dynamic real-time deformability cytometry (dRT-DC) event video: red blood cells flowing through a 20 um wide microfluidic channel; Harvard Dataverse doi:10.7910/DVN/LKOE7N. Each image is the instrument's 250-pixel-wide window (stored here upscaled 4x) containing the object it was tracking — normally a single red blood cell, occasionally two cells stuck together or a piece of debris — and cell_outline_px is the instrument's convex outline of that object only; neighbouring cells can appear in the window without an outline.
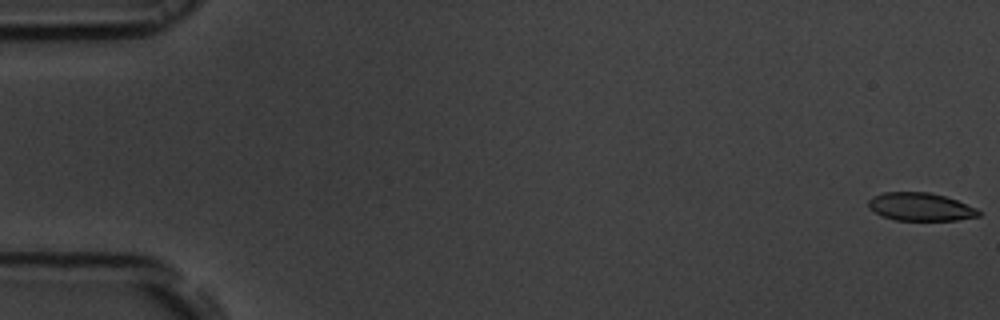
{"species": "common noctule bat (a hibernating species)", "species_latin": "Nyctalus noctula", "temperature_condition": "room temperature", "stored_images_in_passage": 54, "camera_frame_rate_fps": 3000, "um_per_image_px": 0.085, "animal": {"sex": "male", "body_mass_g": 19.5, "forearm_length_mm": 54.6}, "frame": {"image": 1, "passage_image": 1, "time_ms": 0.0, "image_size_px": [1000, 320], "cell_outline_px": [[980, 216], [956, 220], [896, 220], [884, 216], [868, 208], [868, 200], [872, 196], [884, 192], [928, 192], [944, 196], [956, 200], [976, 208], [980, 212]], "centroid_in_image_um": [78.22, 17.57], "position_along_channel_um": 6.8, "area_um2": 17.86}}
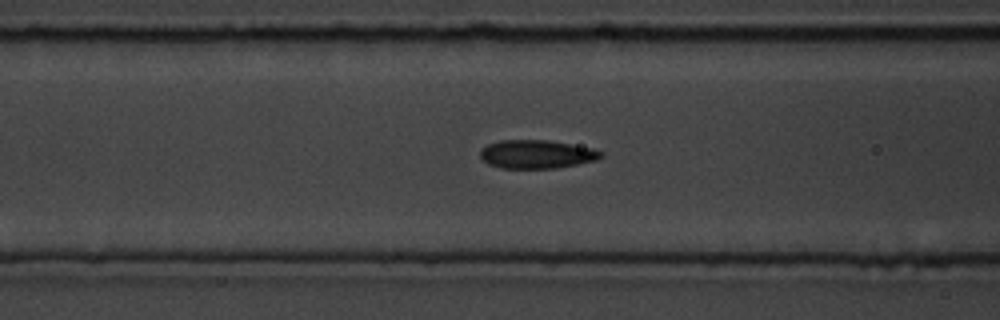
{"frame": {"image": 2, "passage_image": 22, "time_ms": 7.0, "image_size_px": [1000, 320], "cell_outline_px": [[604, 156], [596, 160], [556, 168], [500, 168], [488, 164], [480, 156], [480, 152], [488, 144], [500, 140], [548, 140], [592, 148], [604, 152]], "centroid_in_image_um": [45.63, 13.11], "position_along_channel_um": 121.0, "area_um2": 19.94}}
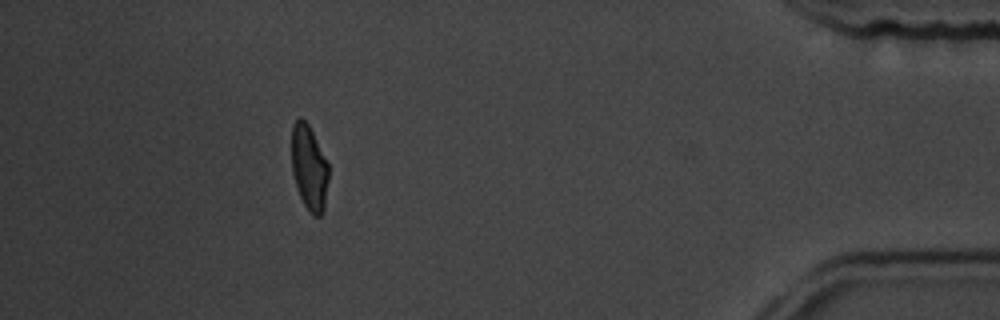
{"frame": {"image": 3, "passage_image": 49, "time_ms": 16.0, "image_size_px": [1000, 320], "cell_outline_px": [[328, 180], [324, 208], [320, 216], [312, 216], [308, 212], [296, 188], [292, 172], [292, 124], [300, 116], [308, 124], [328, 164]], "centroid_in_image_um": [26.26, 14.28], "position_along_channel_um": 408.9, "area_um2": 18.26}, "authors_computed_cell_mechanics": {"area_um2": 19.6231, "velocity_mm_per_s": 3.809, "shape_relaxation_time_tau1_ms": 4.0778, "shape_relaxation_time_tau2_ms": 1.5637, "deformation_change_tau1": 0.1412, "deformation_change_tau2": 0.062}}